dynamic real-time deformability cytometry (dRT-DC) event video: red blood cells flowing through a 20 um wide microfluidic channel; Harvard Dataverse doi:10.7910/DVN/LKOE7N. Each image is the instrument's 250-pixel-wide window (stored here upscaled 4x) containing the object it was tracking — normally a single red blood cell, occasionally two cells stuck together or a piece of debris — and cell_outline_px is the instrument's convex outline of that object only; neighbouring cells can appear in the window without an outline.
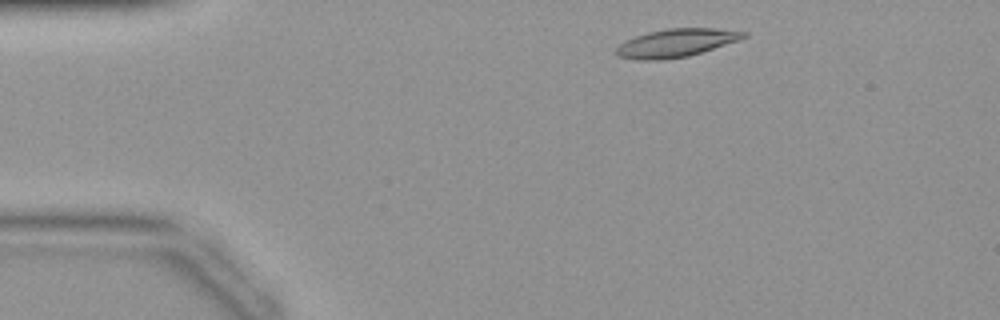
{"species": "common noctule bat (a hibernating species)", "species_latin": "Nyctalus noctula", "temperature_condition": "warm", "stored_images_in_passage": 39, "camera_frame_rate_fps": 3000, "um_per_image_px": 0.085, "animal": {"sex": "female", "body_mass_g": 19.9}, "frame": {"image": 1, "passage_image": 3, "time_ms": 0.667, "image_size_px": [1000, 320], "cell_outline_px": [[748, 36], [740, 40], [688, 56], [664, 60], [636, 60], [620, 56], [612, 52], [624, 40], [648, 32], [668, 28], [716, 28], [748, 32]], "centroid_in_image_um": [57.46, 3.65], "position_along_channel_um": 27.5, "area_um2": 21.04}}
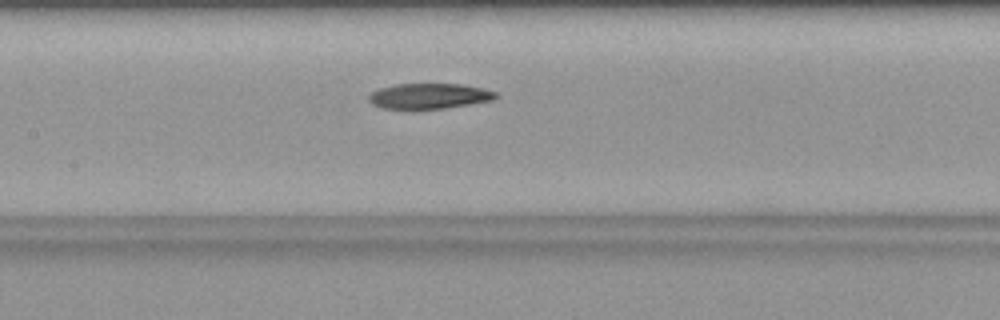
{"frame": {"image": 2, "passage_image": 16, "time_ms": 5.0, "image_size_px": [1000, 320], "cell_outline_px": [[500, 96], [492, 100], [472, 104], [416, 112], [408, 112], [380, 108], [372, 104], [368, 100], [368, 96], [372, 92], [380, 88], [396, 84], [464, 84], [496, 92]], "centroid_in_image_um": [36.41, 8.22], "position_along_channel_um": 171.0, "area_um2": 19.71}}
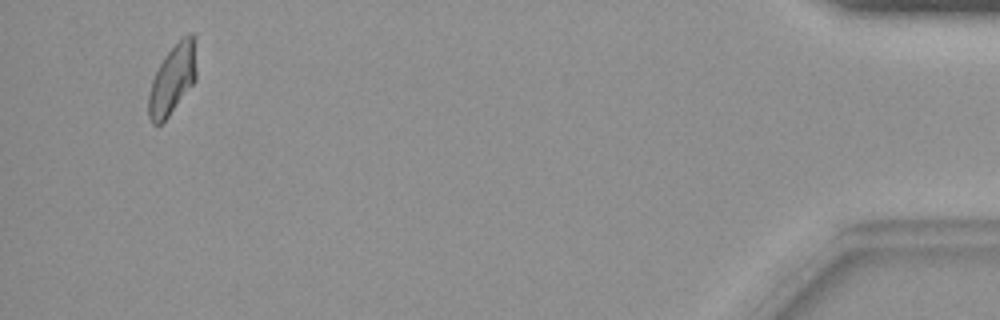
{"frame": {"image": 3, "passage_image": 37, "time_ms": 12.0, "image_size_px": [1000, 320], "cell_outline_px": [[196, 80], [168, 116], [160, 124], [152, 124], [148, 116], [148, 96], [152, 80], [164, 56], [180, 36], [192, 32], [196, 68]], "centroid_in_image_um": [14.64, 6.73], "position_along_channel_um": 420.6, "area_um2": 19.25}}